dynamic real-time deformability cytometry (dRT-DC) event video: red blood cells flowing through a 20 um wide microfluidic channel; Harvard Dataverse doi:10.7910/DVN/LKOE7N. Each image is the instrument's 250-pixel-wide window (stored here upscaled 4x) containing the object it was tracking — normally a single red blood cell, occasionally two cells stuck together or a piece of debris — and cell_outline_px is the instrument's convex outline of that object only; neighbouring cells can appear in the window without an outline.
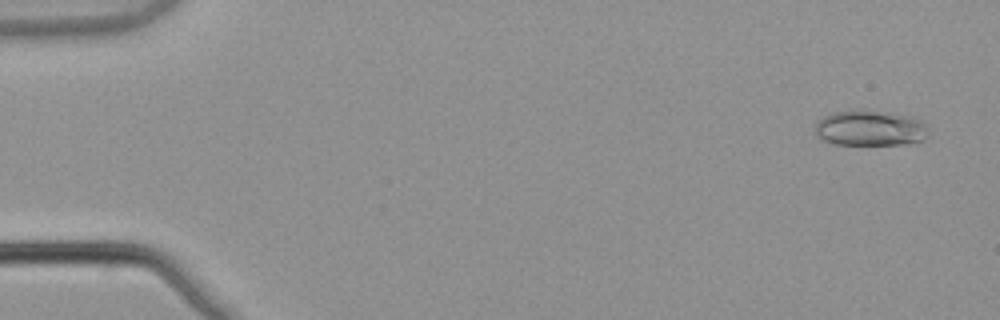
{"species": "common noctule bat (a hibernating species)", "species_latin": "Nyctalus noctula", "temperature_condition": "warm", "stored_images_in_passage": 3, "camera_frame_rate_fps": 3000, "um_per_image_px": 0.085, "animal": {"sex": "male", "body_mass_g": 21.5, "forearm_length_mm": 52.0}, "frame": {"image": 1, "passage_image": 1, "time_ms": 0.0, "image_size_px": [1000, 320], "cell_outline_px": [[928, 128], [924, 136], [920, 140], [900, 144], [836, 144], [824, 140], [816, 136], [816, 120], [832, 112], [880, 112], [912, 116], [920, 120]], "centroid_in_image_um": [73.91, 10.91], "position_along_channel_um": 11.1, "area_um2": 22.6}}